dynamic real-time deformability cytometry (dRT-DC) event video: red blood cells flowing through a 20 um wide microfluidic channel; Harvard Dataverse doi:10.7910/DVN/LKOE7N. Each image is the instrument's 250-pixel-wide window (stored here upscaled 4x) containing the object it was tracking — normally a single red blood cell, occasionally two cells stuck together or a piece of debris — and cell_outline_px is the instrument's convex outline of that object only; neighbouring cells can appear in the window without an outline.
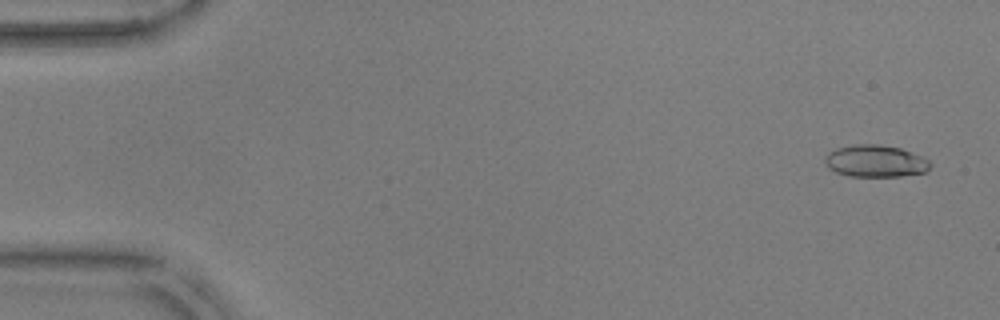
{"species": "common noctule bat (a hibernating species)", "species_latin": "Nyctalus noctula", "temperature_condition": "warm", "stored_images_in_passage": 53, "camera_frame_rate_fps": 3000, "um_per_image_px": 0.085, "animal": {"sex": "male", "body_mass_g": 17.9, "forearm_length_mm": 54.2}, "frame": {"image": 1, "passage_image": 3, "time_ms": 0.667, "image_size_px": [1000, 320], "cell_outline_px": [[932, 164], [924, 172], [900, 176], [848, 176], [836, 172], [828, 168], [824, 164], [824, 160], [828, 152], [836, 148], [852, 144], [880, 144], [900, 148], [920, 156], [928, 160]], "centroid_in_image_um": [74.35, 13.68], "position_along_channel_um": 10.6, "area_um2": 19.65}}
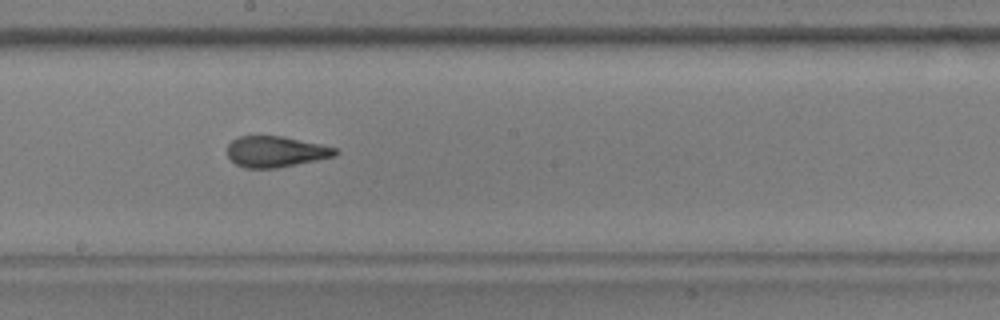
{"frame": {"image": 2, "passage_image": 30, "time_ms": 9.667, "image_size_px": [1000, 320], "cell_outline_px": [[340, 152], [336, 156], [276, 168], [244, 168], [236, 164], [228, 156], [228, 144], [232, 140], [240, 136], [284, 136], [320, 144], [336, 148]], "centroid_in_image_um": [23.45, 12.89], "position_along_channel_um": 224.8, "area_um2": 19.42}}
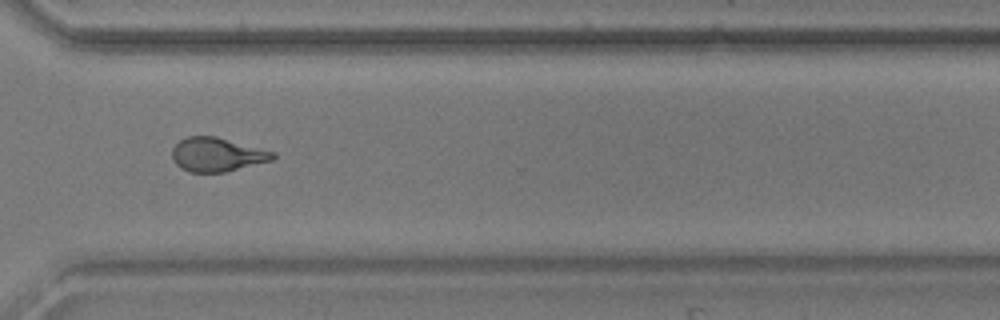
{"frame": {"image": 3, "passage_image": 40, "time_ms": 13.0, "image_size_px": [1000, 320], "cell_outline_px": [[276, 156], [272, 160], [224, 172], [188, 172], [180, 168], [172, 160], [172, 148], [180, 140], [188, 136], [216, 136], [276, 152]], "centroid_in_image_um": [18.43, 13.13], "position_along_channel_um": 352.2, "area_um2": 19.94}, "authors_computed_cell_mechanics": {"area_um2": 19.7676, "velocity_mm_per_s": 3.8228, "shape_relaxation_time_tau1_ms": 5.2803, "shape_relaxation_time_tau2_ms": 1.3565, "deformation_change_tau1": 0.211, "deformation_change_tau2": 0.105}}